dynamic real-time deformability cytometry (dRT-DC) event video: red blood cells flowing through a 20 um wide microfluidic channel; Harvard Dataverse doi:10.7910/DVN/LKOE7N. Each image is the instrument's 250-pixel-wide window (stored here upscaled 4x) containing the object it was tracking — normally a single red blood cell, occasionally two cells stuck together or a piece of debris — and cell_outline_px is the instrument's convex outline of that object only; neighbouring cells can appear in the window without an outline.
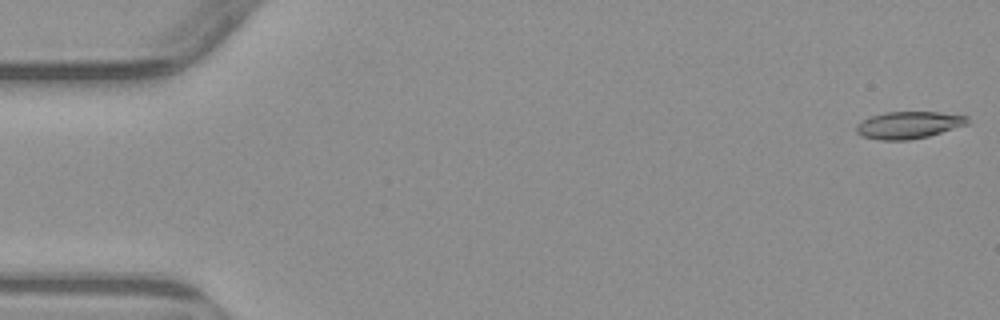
{"species": "common noctule bat (a hibernating species)", "species_latin": "Nyctalus noctula", "temperature_condition": "warm", "stored_images_in_passage": 5, "camera_frame_rate_fps": 3000, "um_per_image_px": 0.085, "animal": {"sex": "male", "body_mass_g": 23.1, "forearm_length_mm": 52.7}, "frame": {"image": 1, "passage_image": 1, "time_ms": 0.0, "image_size_px": [1000, 320], "cell_outline_px": [[968, 124], [928, 136], [908, 140], [880, 140], [860, 136], [856, 132], [856, 124], [872, 116], [884, 112], [940, 112], [968, 116]], "centroid_in_image_um": [77.22, 10.63], "position_along_channel_um": 7.8, "area_um2": 17.51}}
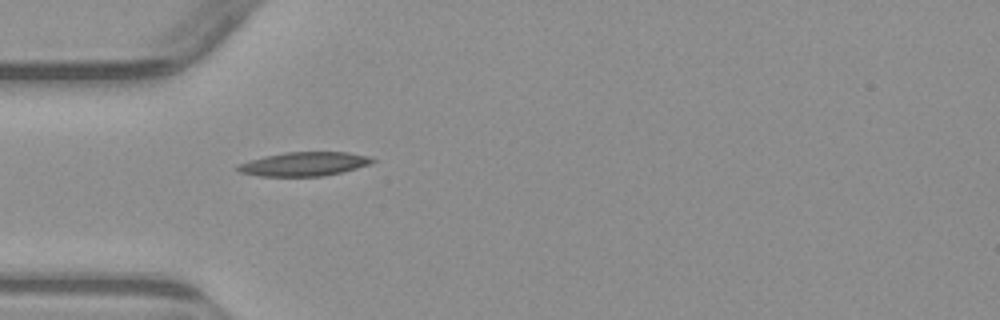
{"frame": {"image": 2, "passage_image": 5, "time_ms": 5.0, "image_size_px": [1000, 320], "cell_outline_px": [[376, 160], [372, 164], [324, 176], [260, 176], [240, 172], [236, 168], [236, 164], [264, 156], [284, 152], [348, 152], [368, 156]], "centroid_in_image_um": [25.84, 13.93], "position_along_channel_um": 59.2, "area_um2": 18.79}}